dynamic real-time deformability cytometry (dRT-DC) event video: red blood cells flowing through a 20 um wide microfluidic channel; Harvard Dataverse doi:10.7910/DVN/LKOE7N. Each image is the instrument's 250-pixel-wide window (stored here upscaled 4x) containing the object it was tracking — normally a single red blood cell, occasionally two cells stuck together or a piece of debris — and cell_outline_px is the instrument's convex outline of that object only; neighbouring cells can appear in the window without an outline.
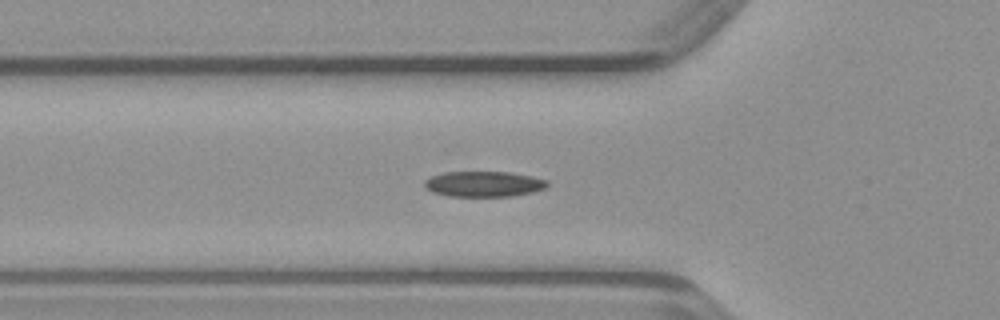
{"species": "common noctule bat (a hibernating species)", "species_latin": "Nyctalus noctula", "temperature_condition": "warm", "stored_images_in_passage": 41, "camera_frame_rate_fps": 3000, "um_per_image_px": 0.085, "animal": {"sex": "male", "body_mass_g": 23.1, "forearm_length_mm": 52.7}, "frame": {"image": 1, "passage_image": 17, "time_ms": 5.333, "image_size_px": [1000, 320], "cell_outline_px": [[548, 184], [544, 188], [532, 192], [512, 196], [448, 196], [432, 192], [424, 184], [424, 180], [432, 176], [444, 172], [508, 172], [532, 176], [548, 180]], "centroid_in_image_um": [41.12, 15.64], "position_along_channel_um": 84.7, "area_um2": 18.15}}
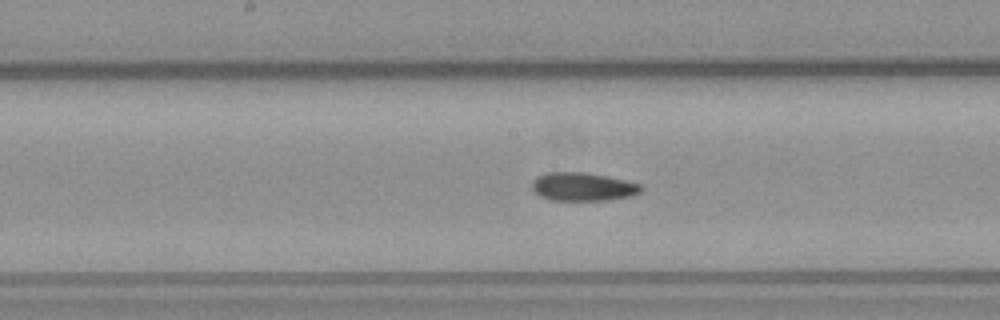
{"frame": {"image": 2, "passage_image": 25, "time_ms": 8.0, "image_size_px": [1000, 320], "cell_outline_px": [[644, 188], [640, 192], [632, 196], [608, 200], [552, 200], [540, 196], [532, 188], [532, 180], [536, 176], [548, 172], [584, 172], [624, 180], [640, 184]], "centroid_in_image_um": [49.53, 15.87], "position_along_channel_um": 198.7, "area_um2": 17.98}}
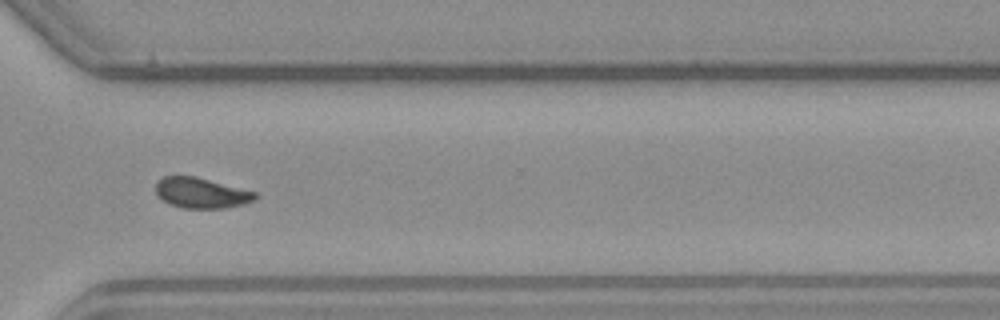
{"frame": {"image": 3, "passage_image": 36, "time_ms": 11.667, "image_size_px": [1000, 320], "cell_outline_px": [[256, 196], [252, 200], [244, 204], [224, 208], [184, 208], [172, 204], [164, 200], [156, 192], [156, 184], [164, 176], [196, 176], [256, 192]], "centroid_in_image_um": [17.12, 16.39], "position_along_channel_um": 353.5, "area_um2": 17.28}}